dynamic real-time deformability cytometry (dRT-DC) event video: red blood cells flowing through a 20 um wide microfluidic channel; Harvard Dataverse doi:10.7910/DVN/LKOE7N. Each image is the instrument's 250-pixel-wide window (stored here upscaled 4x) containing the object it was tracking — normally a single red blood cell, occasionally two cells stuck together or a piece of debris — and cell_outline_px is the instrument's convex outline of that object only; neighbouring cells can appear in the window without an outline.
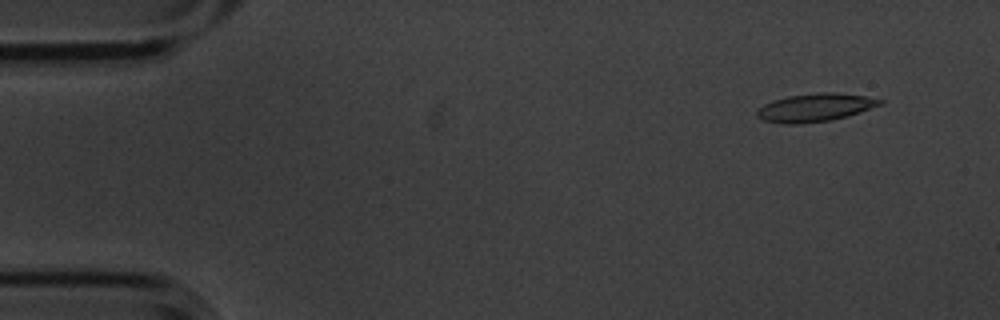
{"species": "common noctule bat (a hibernating species)", "species_latin": "Nyctalus noctula", "temperature_condition": "cold", "stored_images_in_passage": 6, "camera_frame_rate_fps": 3000, "um_per_image_px": 0.085, "animal": {"sex": "male", "body_mass_g": 20.1, "forearm_length_mm": 53.5}, "frame": {"image": 1, "passage_image": 1, "time_ms": 0.0, "image_size_px": [1000, 320], "cell_outline_px": [[884, 104], [848, 116], [828, 120], [800, 124], [780, 124], [764, 120], [756, 116], [756, 112], [764, 104], [772, 100], [788, 96], [820, 92], [836, 92], [864, 96], [884, 100]], "centroid_in_image_um": [69.29, 9.14], "position_along_channel_um": 15.7, "area_um2": 20.17}}
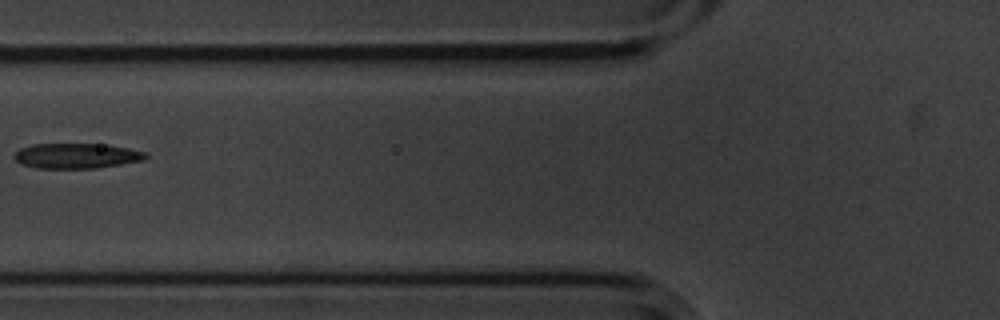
{"frame": {"image": 2, "passage_image": 5, "time_ms": 1.333, "image_size_px": [1000, 320], "cell_outline_px": [[148, 156], [144, 160], [96, 168], [36, 168], [24, 164], [16, 160], [12, 156], [20, 148], [32, 144], [108, 144], [148, 152]], "centroid_in_image_um": [6.53, 13.23], "position_along_channel_um": 119.3, "area_um2": 19.31}}
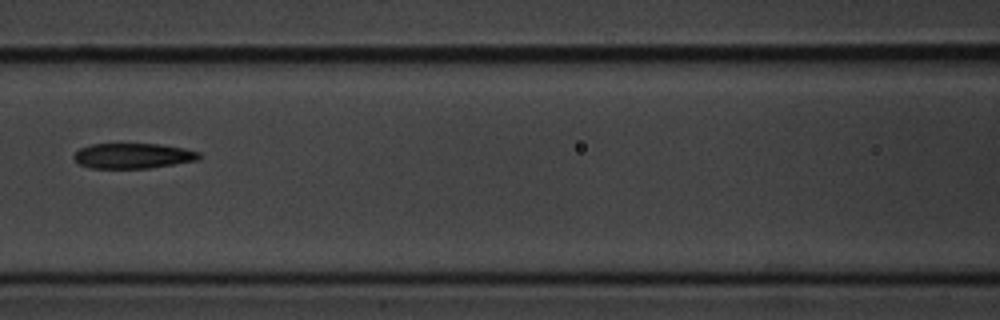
{"frame": {"image": 3, "passage_image": 6, "time_ms": 1.667, "image_size_px": [1000, 320], "cell_outline_px": [[200, 160], [148, 168], [92, 168], [80, 164], [72, 156], [80, 148], [92, 144], [160, 144], [184, 148], [200, 152]], "centroid_in_image_um": [11.33, 13.24], "position_along_channel_um": 155.3, "area_um2": 18.38}}